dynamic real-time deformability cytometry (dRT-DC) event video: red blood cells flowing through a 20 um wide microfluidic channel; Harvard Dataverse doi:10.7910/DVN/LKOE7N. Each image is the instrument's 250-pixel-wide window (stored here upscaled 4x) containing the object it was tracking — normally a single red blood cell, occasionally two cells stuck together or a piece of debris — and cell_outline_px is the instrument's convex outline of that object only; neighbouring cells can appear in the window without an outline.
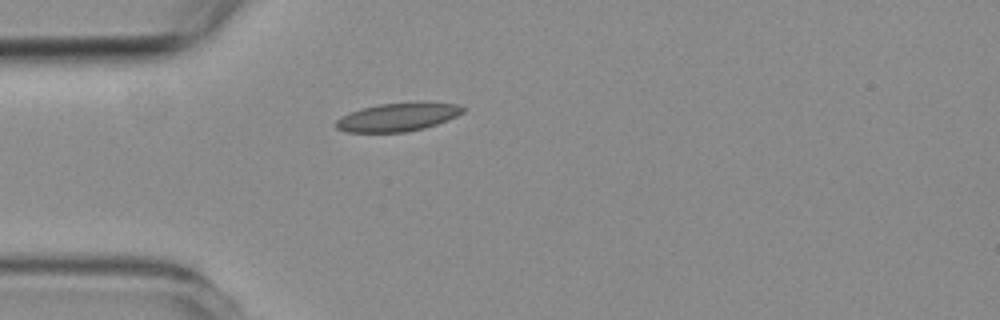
{"species": "common noctule bat (a hibernating species)", "species_latin": "Nyctalus noctula", "temperature_condition": "room temperature", "stored_images_in_passage": 5, "camera_frame_rate_fps": 3000, "um_per_image_px": 0.085, "animal": {"sex": "female", "body_mass_g": 19.3, "forearm_length_mm": 54.1}, "frame": {"image": 1, "passage_image": 5, "time_ms": 4.667, "image_size_px": [1000, 320], "cell_outline_px": [[464, 112], [448, 120], [424, 128], [404, 132], [348, 132], [336, 128], [336, 120], [352, 112], [364, 108], [380, 104], [420, 100], [428, 100], [460, 104], [464, 108]], "centroid_in_image_um": [33.92, 9.91], "position_along_channel_um": 51.1, "area_um2": 21.27}}